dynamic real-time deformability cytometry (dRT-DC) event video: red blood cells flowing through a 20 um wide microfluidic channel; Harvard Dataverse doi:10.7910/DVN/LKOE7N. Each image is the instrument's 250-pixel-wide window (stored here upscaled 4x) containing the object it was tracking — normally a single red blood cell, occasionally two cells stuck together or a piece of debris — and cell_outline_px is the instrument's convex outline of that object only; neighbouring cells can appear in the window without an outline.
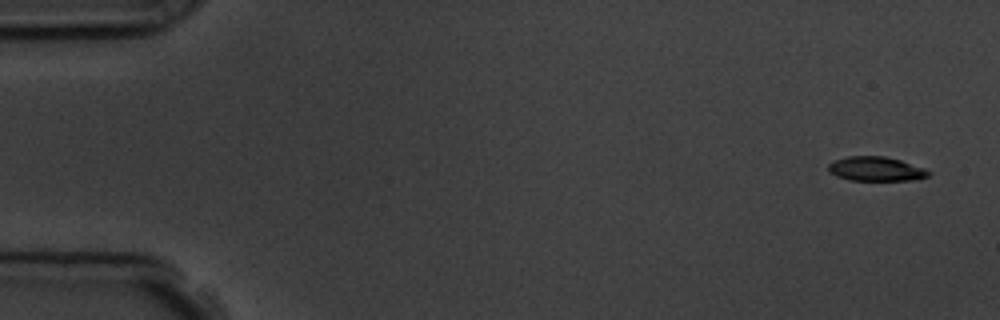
{"species": "common noctule bat (a hibernating species)", "species_latin": "Nyctalus noctula", "temperature_condition": "room temperature", "stored_images_in_passage": 5, "camera_frame_rate_fps": 3000, "um_per_image_px": 0.085, "animal": {"sex": "male", "body_mass_g": 19.5, "forearm_length_mm": 54.6}, "frame": {"image": 1, "passage_image": 1, "time_ms": 0.0, "image_size_px": [1000, 320], "cell_outline_px": [[932, 172], [928, 176], [912, 180], [852, 180], [836, 176], [828, 172], [828, 164], [836, 160], [848, 156], [884, 156], [900, 160], [924, 168]], "centroid_in_image_um": [74.45, 14.36], "position_along_channel_um": 10.6, "area_um2": 14.1}}